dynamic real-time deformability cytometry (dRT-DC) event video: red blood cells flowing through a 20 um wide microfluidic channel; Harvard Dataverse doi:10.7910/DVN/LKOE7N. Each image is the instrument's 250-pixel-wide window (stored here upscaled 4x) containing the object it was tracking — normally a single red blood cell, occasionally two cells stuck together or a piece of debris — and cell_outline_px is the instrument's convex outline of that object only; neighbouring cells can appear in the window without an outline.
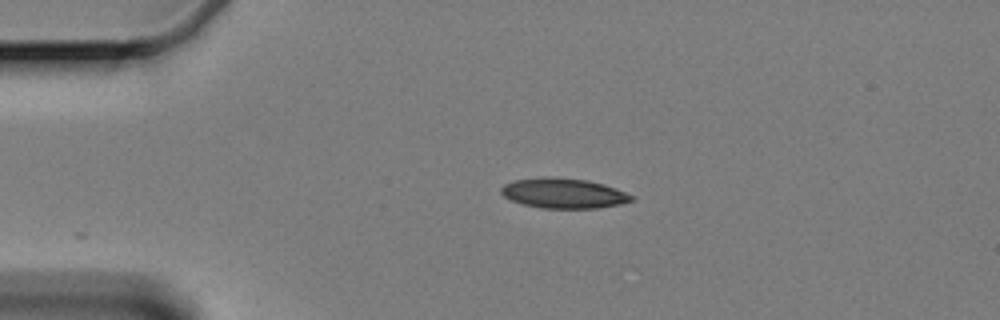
{"species": "Egyptian fruit bat (a non-hibernating species)", "species_latin": "Rousettus aegyptiacus", "temperature_condition": "cold", "stored_images_in_passage": 20, "camera_frame_rate_fps": 3000, "um_per_image_px": 0.085, "animal": {"sex": "female"}, "frame": {"image": 1, "passage_image": 1, "time_ms": 0.0, "image_size_px": [1000, 320], "cell_outline_px": [[636, 200], [620, 204], [596, 208], [540, 208], [524, 204], [512, 200], [504, 196], [500, 192], [500, 188], [504, 184], [512, 180], [544, 176], [556, 176], [588, 180], [604, 184], [616, 188], [632, 196]], "centroid_in_image_um": [47.88, 16.41], "position_along_channel_um": 37.1, "area_um2": 23.06}}
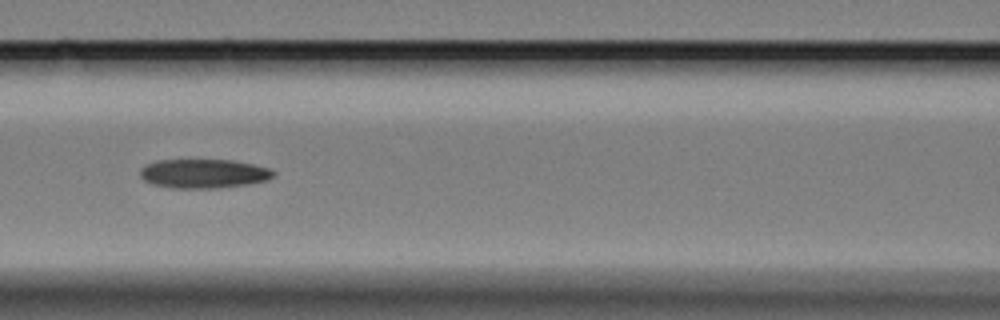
{"frame": {"image": 2, "passage_image": 14, "time_ms": 4.333, "image_size_px": [1000, 320], "cell_outline_px": [[276, 176], [268, 180], [248, 184], [220, 188], [172, 188], [152, 184], [144, 180], [140, 176], [140, 168], [156, 160], [232, 160], [252, 164], [268, 168], [276, 172]], "centroid_in_image_um": [17.32, 14.76], "position_along_channel_um": 149.3, "area_um2": 22.72}}
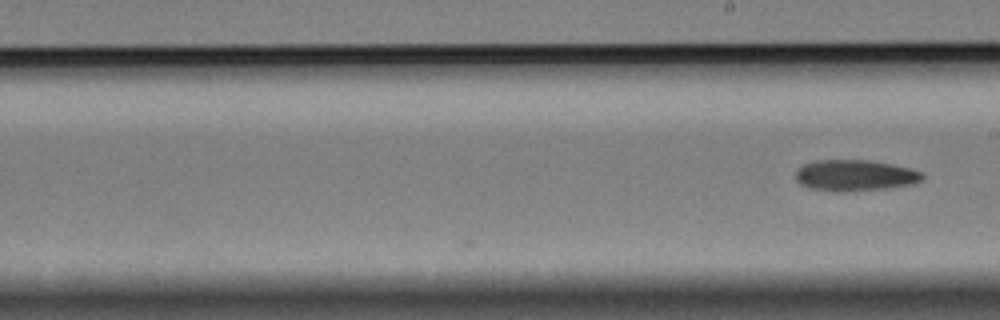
{"frame": {"image": 3, "passage_image": 20, "time_ms": 6.333, "image_size_px": [1000, 320], "cell_outline_px": [[924, 180], [912, 184], [884, 188], [844, 192], [836, 192], [808, 188], [800, 184], [796, 180], [796, 172], [804, 164], [816, 160], [868, 160], [892, 164], [912, 168], [924, 172]], "centroid_in_image_um": [72.7, 14.91], "position_along_channel_um": 216.3, "area_um2": 23.18}}